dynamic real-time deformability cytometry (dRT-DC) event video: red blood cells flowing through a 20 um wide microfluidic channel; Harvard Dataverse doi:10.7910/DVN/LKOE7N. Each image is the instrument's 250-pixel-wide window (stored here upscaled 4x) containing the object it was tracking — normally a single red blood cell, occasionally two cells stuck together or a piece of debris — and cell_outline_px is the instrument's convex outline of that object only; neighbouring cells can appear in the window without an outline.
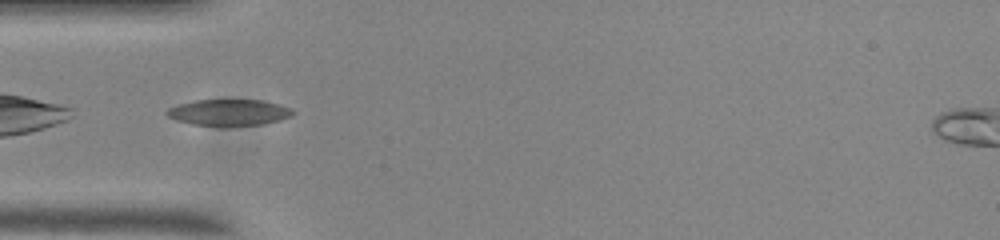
{"species": "common noctule bat (a hibernating species)", "species_latin": "Nyctalus noctula", "temperature_condition": "room temperature", "stored_images_in_passage": 40, "camera_frame_rate_fps": 3000, "um_per_image_px": 0.085, "animal": {"sex": "male", "body_mass_g": 20.0, "forearm_length_mm": 53.3}, "frame": {"image": 1, "passage_image": 2, "time_ms": 0.333, "image_size_px": [1000, 240], "cell_outline_px": [[296, 112], [292, 116], [280, 120], [264, 124], [228, 128], [220, 128], [192, 124], [176, 120], [168, 116], [164, 112], [168, 108], [176, 104], [196, 100], [264, 100], [280, 104], [292, 108]], "centroid_in_image_um": [19.47, 9.59], "position_along_channel_um": 65.5, "area_um2": 20.17}}
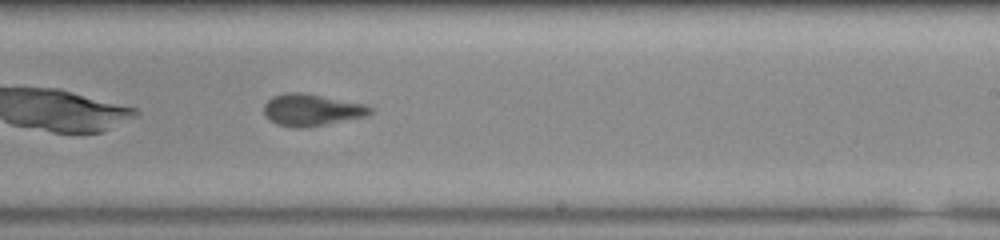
{"frame": {"image": 2, "passage_image": 18, "time_ms": 5.667, "image_size_px": [1000, 240], "cell_outline_px": [[372, 112], [368, 116], [324, 124], [300, 128], [296, 128], [276, 124], [268, 120], [264, 116], [264, 104], [272, 96], [284, 92], [300, 92], [368, 104], [372, 108]], "centroid_in_image_um": [26.47, 9.33], "position_along_channel_um": 262.5, "area_um2": 19.88}}
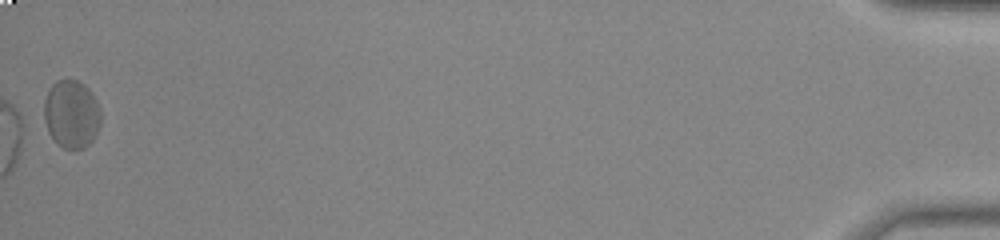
{"frame": {"image": 3, "passage_image": 40, "time_ms": 13.0, "image_size_px": [1000, 240], "cell_outline_px": [[100, 124], [92, 140], [84, 148], [64, 148], [56, 144], [48, 132], [44, 120], [44, 100], [52, 84], [56, 80], [68, 76], [84, 84], [92, 92], [100, 108]], "centroid_in_image_um": [6.06, 9.65], "position_along_channel_um": 429.1, "area_um2": 22.83}, "authors_computed_cell_mechanics": {"area_um2": 19.9699, "velocity_mm_per_s": 3.683, "shape_relaxation_time_tau1_ms": null, "shape_relaxation_time_tau2_ms": 1.7508, "deformation_change_tau1": null, "deformation_change_tau2": 0.0754}}